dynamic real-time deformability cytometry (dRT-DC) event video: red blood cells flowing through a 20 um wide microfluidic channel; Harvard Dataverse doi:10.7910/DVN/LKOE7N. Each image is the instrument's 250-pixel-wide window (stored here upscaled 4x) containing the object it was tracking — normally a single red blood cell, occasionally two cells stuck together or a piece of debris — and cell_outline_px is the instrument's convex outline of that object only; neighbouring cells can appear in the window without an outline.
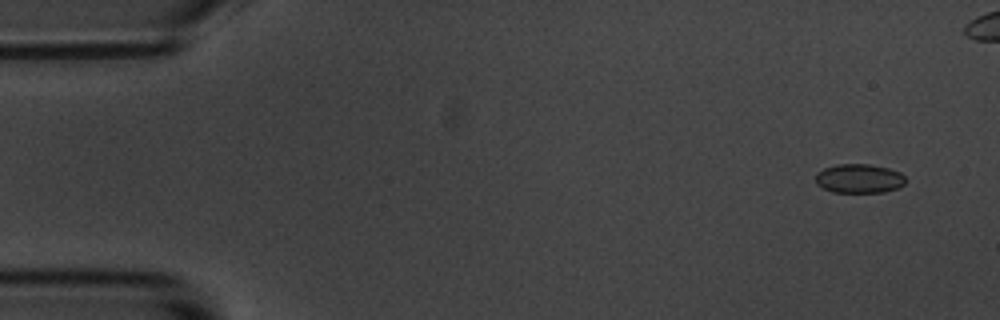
{"species": "common noctule bat (a hibernating species)", "species_latin": "Nyctalus noctula", "temperature_condition": "room temperature", "stored_images_in_passage": 9, "camera_frame_rate_fps": 3000, "um_per_image_px": 0.085, "animal": {"sex": "male", "body_mass_g": 20.1, "forearm_length_mm": 53.5}, "frame": {"image": 1, "passage_image": 1, "time_ms": 0.0, "image_size_px": [1000, 320], "cell_outline_px": [[908, 180], [904, 184], [896, 188], [884, 192], [832, 192], [816, 184], [816, 172], [824, 168], [836, 164], [868, 164], [888, 168], [900, 172]], "centroid_in_image_um": [73.03, 15.17], "position_along_channel_um": 12.0, "area_um2": 15.32}}
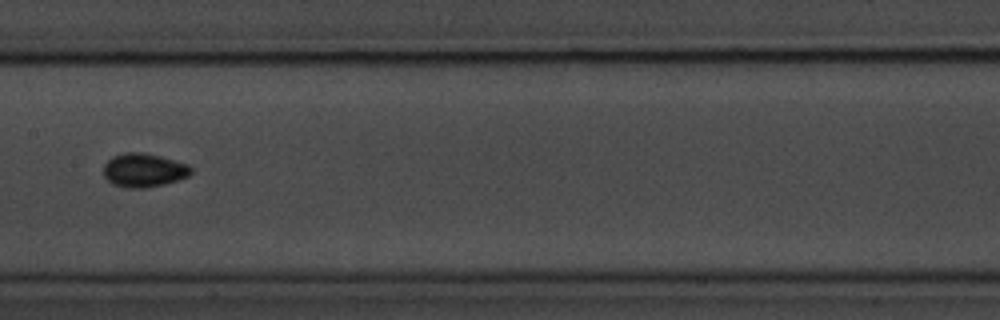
{"frame": {"image": 2, "passage_image": 8, "time_ms": 8.333, "image_size_px": [1000, 320], "cell_outline_px": [[192, 172], [188, 176], [164, 184], [144, 188], [128, 188], [112, 184], [104, 176], [104, 164], [112, 156], [124, 152], [144, 152], [160, 156], [188, 164], [192, 168]], "centroid_in_image_um": [12.21, 14.46], "position_along_channel_um": 195.2, "area_um2": 17.22}}
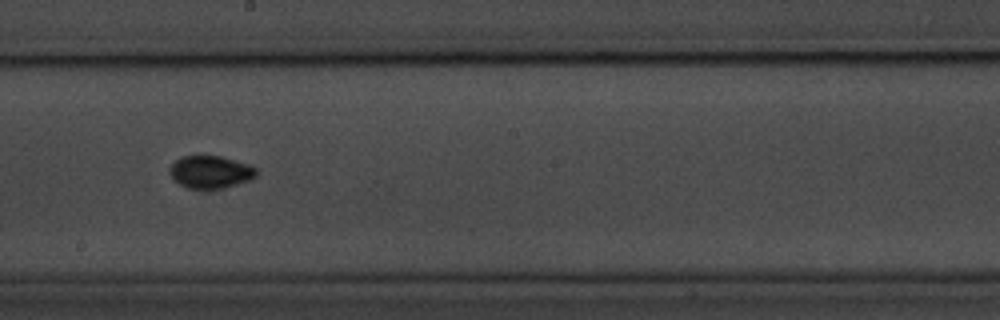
{"frame": {"image": 3, "passage_image": 9, "time_ms": 9.333, "image_size_px": [1000, 320], "cell_outline_px": [[256, 176], [248, 180], [236, 184], [220, 188], [188, 188], [180, 184], [168, 172], [168, 168], [180, 156], [220, 156], [248, 164], [256, 168]], "centroid_in_image_um": [17.86, 14.6], "position_along_channel_um": 230.3, "area_um2": 16.13}}